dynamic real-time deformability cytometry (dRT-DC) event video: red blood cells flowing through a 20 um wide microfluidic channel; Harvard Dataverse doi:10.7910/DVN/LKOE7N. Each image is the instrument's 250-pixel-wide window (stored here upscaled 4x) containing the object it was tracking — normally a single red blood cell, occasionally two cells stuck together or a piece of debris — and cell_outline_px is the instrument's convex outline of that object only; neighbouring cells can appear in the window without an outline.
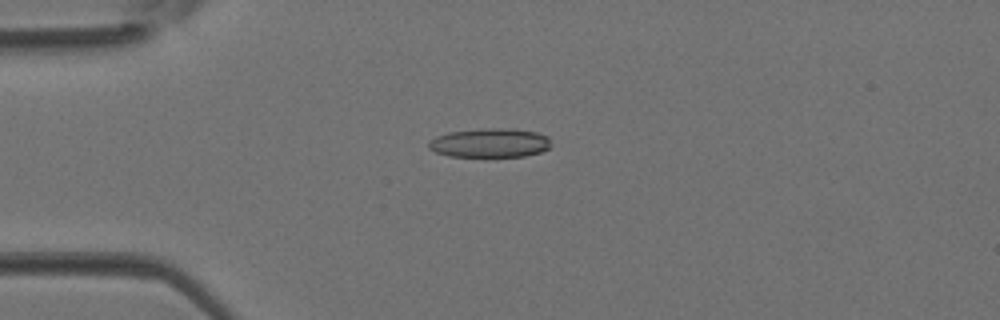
{"species": "Egyptian fruit bat (a non-hibernating species)", "species_latin": "Rousettus aegyptiacus", "temperature_condition": "room temperature", "stored_images_in_passage": 5, "camera_frame_rate_fps": 3000, "um_per_image_px": 0.085, "animal": {"sex": "female"}, "frame": {"image": 1, "passage_image": 4, "time_ms": 1.0, "image_size_px": [1000, 320], "cell_outline_px": [[548, 148], [540, 152], [524, 156], [448, 156], [436, 152], [428, 148], [428, 140], [436, 136], [448, 132], [484, 128], [496, 128], [536, 132], [548, 136]], "centroid_in_image_um": [41.56, 12.14], "position_along_channel_um": 43.4, "area_um2": 20.46}}